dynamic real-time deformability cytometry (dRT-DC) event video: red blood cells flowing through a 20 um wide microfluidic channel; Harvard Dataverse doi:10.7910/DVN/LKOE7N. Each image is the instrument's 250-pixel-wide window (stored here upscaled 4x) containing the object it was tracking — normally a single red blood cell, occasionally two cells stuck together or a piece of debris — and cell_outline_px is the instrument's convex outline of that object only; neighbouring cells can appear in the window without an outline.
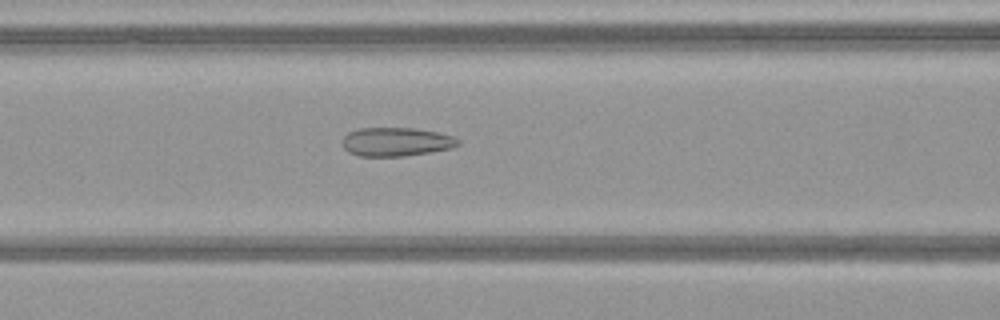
{"species": "common noctule bat (a hibernating species)", "species_latin": "Nyctalus noctula", "temperature_condition": "warm", "stored_images_in_passage": 49, "camera_frame_rate_fps": 3000, "um_per_image_px": 0.085, "animal": {"sex": "female", "body_mass_g": 21.9}, "frame": {"image": 1, "passage_image": 20, "time_ms": 6.333, "image_size_px": [1000, 320], "cell_outline_px": [[460, 144], [452, 148], [404, 156], [360, 156], [348, 152], [344, 148], [340, 140], [348, 132], [360, 128], [416, 128], [436, 132], [452, 136], [460, 140]], "centroid_in_image_um": [33.64, 12.05], "position_along_channel_um": 133.0, "area_um2": 19.42}}
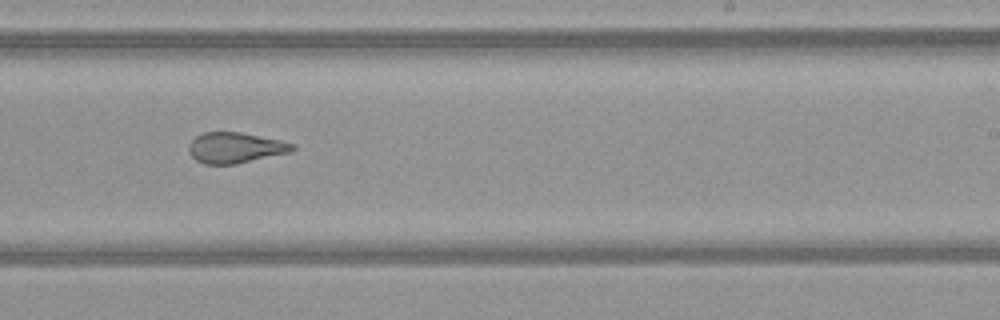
{"frame": {"image": 2, "passage_image": 30, "time_ms": 9.667, "image_size_px": [1000, 320], "cell_outline_px": [[296, 148], [292, 152], [236, 164], [204, 164], [196, 160], [188, 152], [188, 148], [192, 140], [196, 136], [204, 132], [240, 132], [280, 140], [292, 144]], "centroid_in_image_um": [19.99, 12.56], "position_along_channel_um": 269.0, "area_um2": 18.5}}
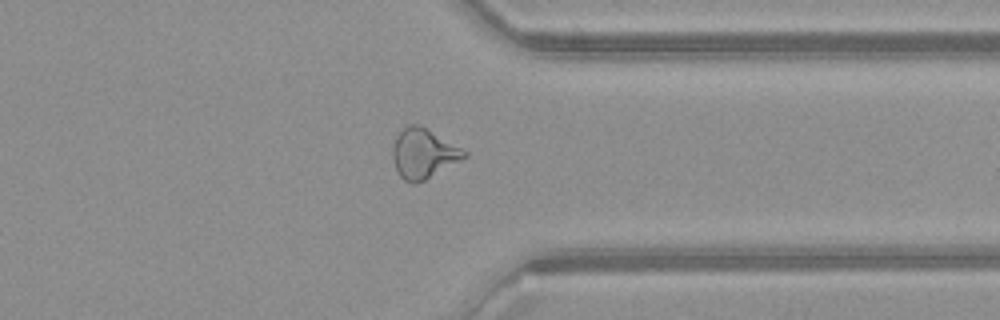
{"frame": {"image": 3, "passage_image": 38, "time_ms": 12.333, "image_size_px": [1000, 320], "cell_outline_px": [[468, 156], [424, 180], [416, 184], [412, 184], [404, 180], [400, 176], [396, 168], [392, 156], [392, 148], [396, 136], [408, 124], [420, 124], [468, 152]], "centroid_in_image_um": [35.98, 13.04], "position_along_channel_um": 375.4, "area_um2": 20.58}, "authors_computed_cell_mechanics": {"area_um2": 21.097, "velocity_mm_per_s": 4.0826, "shape_relaxation_time_tau1_ms": null, "shape_relaxation_time_tau2_ms": 1.2839, "deformation_change_tau1": null, "deformation_change_tau2": 0.1034}}